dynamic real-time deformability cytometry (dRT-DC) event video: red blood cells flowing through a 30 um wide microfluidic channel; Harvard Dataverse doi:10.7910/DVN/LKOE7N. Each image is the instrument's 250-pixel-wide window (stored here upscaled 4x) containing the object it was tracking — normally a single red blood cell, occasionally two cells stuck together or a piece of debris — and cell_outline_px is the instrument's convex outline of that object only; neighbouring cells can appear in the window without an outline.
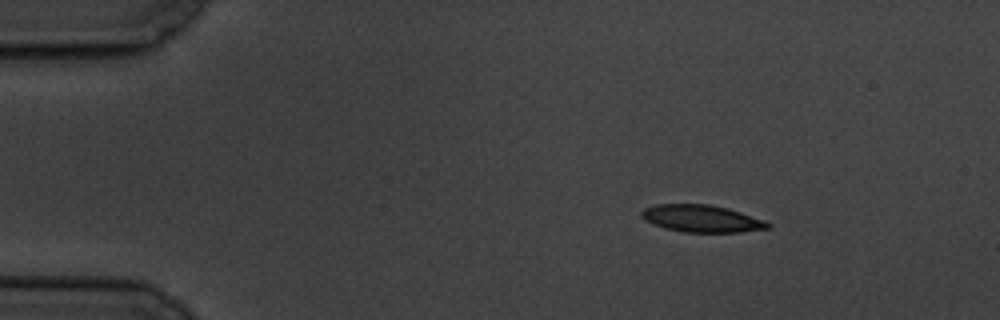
{"species": "common noctule bat (a hibernating species)", "species_latin": "Nyctalus noctula", "temperature_condition": "cold", "stored_images_in_passage": 6, "camera_frame_rate_fps": 3000, "um_per_image_px": 0.085, "animal": {"sex": "male", "body_mass_g": 19.5, "forearm_length_mm": 54.6}, "frame": {"image": 1, "passage_image": 2, "time_ms": 1.0, "image_size_px": [1000, 320], "cell_outline_px": [[772, 228], [740, 232], [684, 232], [664, 228], [652, 224], [644, 220], [640, 216], [640, 212], [644, 208], [656, 204], [708, 204], [728, 208], [764, 220], [772, 224]], "centroid_in_image_um": [59.62, 18.58], "position_along_channel_um": 25.4, "area_um2": 20.17}}
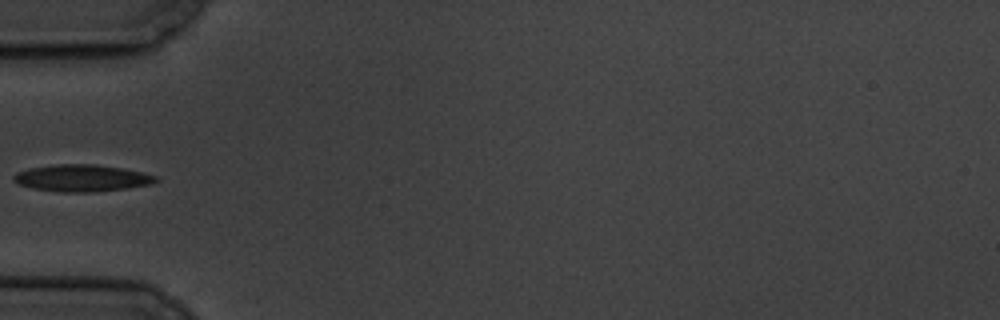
{"frame": {"image": 2, "passage_image": 5, "time_ms": 4.667, "image_size_px": [1000, 320], "cell_outline_px": [[160, 180], [152, 184], [128, 188], [92, 192], [60, 192], [32, 188], [20, 184], [12, 180], [12, 176], [16, 172], [32, 168], [56, 164], [96, 164], [120, 168], [140, 172], [156, 176]], "centroid_in_image_um": [6.95, 15.14], "position_along_channel_um": 78.0, "area_um2": 22.2}}
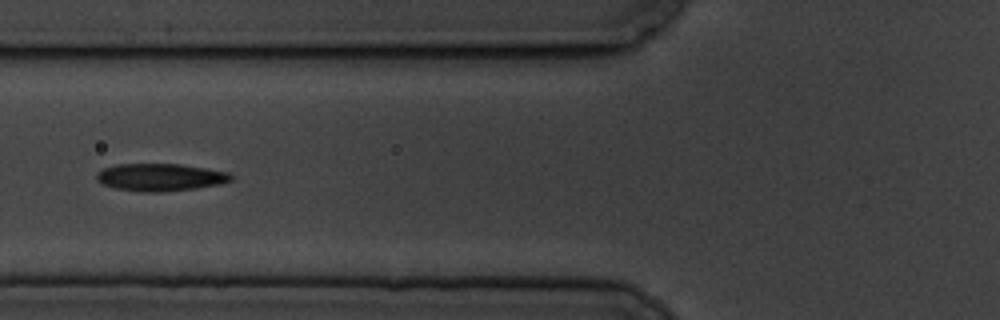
{"frame": {"image": 3, "passage_image": 6, "time_ms": 5.667, "image_size_px": [1000, 320], "cell_outline_px": [[232, 180], [220, 184], [196, 188], [164, 192], [140, 192], [116, 188], [104, 184], [96, 180], [96, 172], [104, 168], [116, 164], [180, 164], [228, 172], [232, 176]], "centroid_in_image_um": [13.6, 15.07], "position_along_channel_um": 112.2, "area_um2": 21.5}}